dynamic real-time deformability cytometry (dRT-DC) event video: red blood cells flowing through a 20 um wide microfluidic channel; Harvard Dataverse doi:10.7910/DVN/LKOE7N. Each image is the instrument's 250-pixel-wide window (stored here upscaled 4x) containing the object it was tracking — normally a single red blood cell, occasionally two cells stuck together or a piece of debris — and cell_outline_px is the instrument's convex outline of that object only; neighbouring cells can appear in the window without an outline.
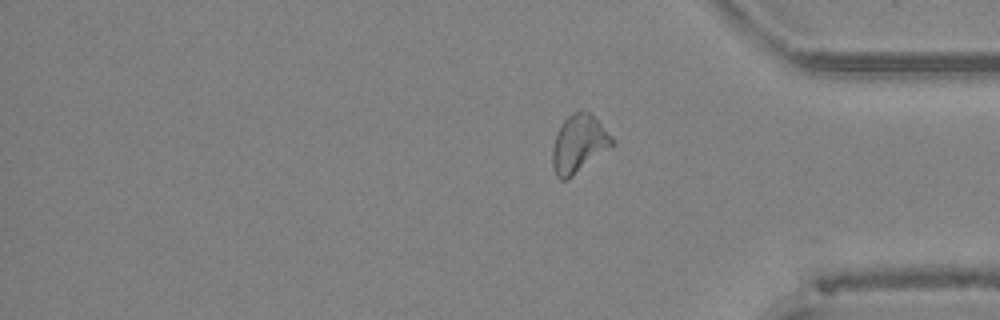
{"species": "Egyptian fruit bat (a non-hibernating species)", "species_latin": "Rousettus aegyptiacus", "temperature_condition": "cold", "stored_images_in_passage": 45, "camera_frame_rate_fps": 3000, "um_per_image_px": 0.085, "animal": {"sex": "female"}, "frame": {"image": 1, "passage_image": 45, "time_ms": 14.667, "image_size_px": [1000, 320], "cell_outline_px": [[612, 144], [572, 176], [564, 180], [560, 180], [556, 176], [552, 168], [552, 152], [556, 136], [564, 120], [572, 112], [592, 112], [612, 136]], "centroid_in_image_um": [49.17, 12.21], "position_along_channel_um": 386.0, "area_um2": 19.48}, "authors_computed_cell_mechanics": {"area_um2": 24.3916, "velocity_mm_per_s": 3.905, "shape_relaxation_time_tau1_ms": null, "shape_relaxation_time_tau2_ms": 1.7003, "deformation_change_tau1": null, "deformation_change_tau2": 0.0743}}